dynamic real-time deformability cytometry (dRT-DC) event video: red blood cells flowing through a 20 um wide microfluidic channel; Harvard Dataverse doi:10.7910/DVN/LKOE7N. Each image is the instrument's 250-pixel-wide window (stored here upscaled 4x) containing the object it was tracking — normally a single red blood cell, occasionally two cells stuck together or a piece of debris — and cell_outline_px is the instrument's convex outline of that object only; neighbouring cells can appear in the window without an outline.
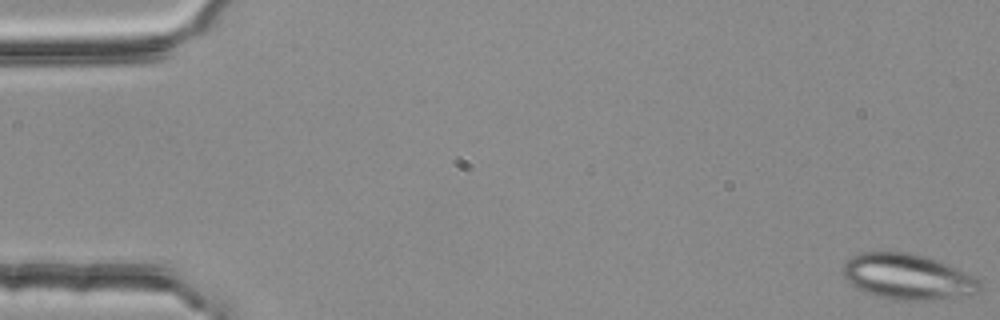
{"species": "common noctule bat (a hibernating species)", "species_latin": "Nyctalus noctula", "temperature_condition": "room temperature", "stored_images_in_passage": 5, "camera_frame_rate_fps": 3000, "um_per_image_px": 0.085, "animal": {"sex": "female", "body_mass_g": 25.1}, "frame": {"image": 1, "passage_image": 1, "time_ms": 0.0, "image_size_px": [1000, 320], "cell_outline_px": [[980, 292], [972, 296], [952, 300], [892, 300], [876, 296], [864, 292], [856, 288], [840, 272], [844, 264], [852, 256], [864, 252], [908, 252], [928, 256], [976, 276], [980, 280]], "centroid_in_image_um": [77.23, 23.55], "position_along_channel_um": 7.8, "area_um2": 37.28}}